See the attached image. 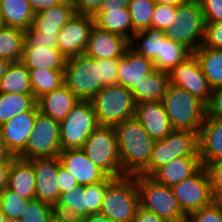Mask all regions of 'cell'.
Instances as JSON below:
<instances>
[{
  "instance_id": "1",
  "label": "cell",
  "mask_w": 222,
  "mask_h": 222,
  "mask_svg": "<svg viewBox=\"0 0 222 222\" xmlns=\"http://www.w3.org/2000/svg\"><path fill=\"white\" fill-rule=\"evenodd\" d=\"M123 175L150 176V160L155 140L135 117L113 127Z\"/></svg>"
},
{
  "instance_id": "2",
  "label": "cell",
  "mask_w": 222,
  "mask_h": 222,
  "mask_svg": "<svg viewBox=\"0 0 222 222\" xmlns=\"http://www.w3.org/2000/svg\"><path fill=\"white\" fill-rule=\"evenodd\" d=\"M174 130L199 133L206 117V104L183 88L169 84L162 100Z\"/></svg>"
},
{
  "instance_id": "3",
  "label": "cell",
  "mask_w": 222,
  "mask_h": 222,
  "mask_svg": "<svg viewBox=\"0 0 222 222\" xmlns=\"http://www.w3.org/2000/svg\"><path fill=\"white\" fill-rule=\"evenodd\" d=\"M139 206L136 176L124 175L107 185L100 213L111 222H133Z\"/></svg>"
},
{
  "instance_id": "4",
  "label": "cell",
  "mask_w": 222,
  "mask_h": 222,
  "mask_svg": "<svg viewBox=\"0 0 222 222\" xmlns=\"http://www.w3.org/2000/svg\"><path fill=\"white\" fill-rule=\"evenodd\" d=\"M90 101L101 126L114 127L135 115L133 94L120 84L103 87Z\"/></svg>"
},
{
  "instance_id": "5",
  "label": "cell",
  "mask_w": 222,
  "mask_h": 222,
  "mask_svg": "<svg viewBox=\"0 0 222 222\" xmlns=\"http://www.w3.org/2000/svg\"><path fill=\"white\" fill-rule=\"evenodd\" d=\"M140 206L167 222H187L171 187L156 182L150 176L136 175Z\"/></svg>"
},
{
  "instance_id": "6",
  "label": "cell",
  "mask_w": 222,
  "mask_h": 222,
  "mask_svg": "<svg viewBox=\"0 0 222 222\" xmlns=\"http://www.w3.org/2000/svg\"><path fill=\"white\" fill-rule=\"evenodd\" d=\"M204 33L205 20L198 0L178 5L174 23L164 31L167 39L180 43L191 53L202 45Z\"/></svg>"
},
{
  "instance_id": "7",
  "label": "cell",
  "mask_w": 222,
  "mask_h": 222,
  "mask_svg": "<svg viewBox=\"0 0 222 222\" xmlns=\"http://www.w3.org/2000/svg\"><path fill=\"white\" fill-rule=\"evenodd\" d=\"M63 76L64 85L81 101H90L104 87L100 64L85 54L67 59Z\"/></svg>"
},
{
  "instance_id": "8",
  "label": "cell",
  "mask_w": 222,
  "mask_h": 222,
  "mask_svg": "<svg viewBox=\"0 0 222 222\" xmlns=\"http://www.w3.org/2000/svg\"><path fill=\"white\" fill-rule=\"evenodd\" d=\"M82 150L108 176H124L120 167L116 134L112 126L98 125L85 141Z\"/></svg>"
},
{
  "instance_id": "9",
  "label": "cell",
  "mask_w": 222,
  "mask_h": 222,
  "mask_svg": "<svg viewBox=\"0 0 222 222\" xmlns=\"http://www.w3.org/2000/svg\"><path fill=\"white\" fill-rule=\"evenodd\" d=\"M98 126L91 101H79L60 122L61 150L82 149L85 141Z\"/></svg>"
},
{
  "instance_id": "10",
  "label": "cell",
  "mask_w": 222,
  "mask_h": 222,
  "mask_svg": "<svg viewBox=\"0 0 222 222\" xmlns=\"http://www.w3.org/2000/svg\"><path fill=\"white\" fill-rule=\"evenodd\" d=\"M60 122L42 112H37L33 132L24 151L18 156L23 160L59 156Z\"/></svg>"
},
{
  "instance_id": "11",
  "label": "cell",
  "mask_w": 222,
  "mask_h": 222,
  "mask_svg": "<svg viewBox=\"0 0 222 222\" xmlns=\"http://www.w3.org/2000/svg\"><path fill=\"white\" fill-rule=\"evenodd\" d=\"M179 157H199L198 133L173 130L163 139L155 140L150 160V176L159 167Z\"/></svg>"
},
{
  "instance_id": "12",
  "label": "cell",
  "mask_w": 222,
  "mask_h": 222,
  "mask_svg": "<svg viewBox=\"0 0 222 222\" xmlns=\"http://www.w3.org/2000/svg\"><path fill=\"white\" fill-rule=\"evenodd\" d=\"M171 188L181 209L187 216L212 203L210 178L205 166Z\"/></svg>"
},
{
  "instance_id": "13",
  "label": "cell",
  "mask_w": 222,
  "mask_h": 222,
  "mask_svg": "<svg viewBox=\"0 0 222 222\" xmlns=\"http://www.w3.org/2000/svg\"><path fill=\"white\" fill-rule=\"evenodd\" d=\"M169 78L171 84L185 89L205 104L209 102L213 89L193 53L169 72Z\"/></svg>"
},
{
  "instance_id": "14",
  "label": "cell",
  "mask_w": 222,
  "mask_h": 222,
  "mask_svg": "<svg viewBox=\"0 0 222 222\" xmlns=\"http://www.w3.org/2000/svg\"><path fill=\"white\" fill-rule=\"evenodd\" d=\"M93 16L75 13L58 34V49L69 59L84 54L88 44Z\"/></svg>"
},
{
  "instance_id": "15",
  "label": "cell",
  "mask_w": 222,
  "mask_h": 222,
  "mask_svg": "<svg viewBox=\"0 0 222 222\" xmlns=\"http://www.w3.org/2000/svg\"><path fill=\"white\" fill-rule=\"evenodd\" d=\"M38 111L35 103L29 110L21 112L0 126L1 140L14 157H18L24 151L33 132Z\"/></svg>"
},
{
  "instance_id": "16",
  "label": "cell",
  "mask_w": 222,
  "mask_h": 222,
  "mask_svg": "<svg viewBox=\"0 0 222 222\" xmlns=\"http://www.w3.org/2000/svg\"><path fill=\"white\" fill-rule=\"evenodd\" d=\"M28 161L33 165L35 173V198L55 207L60 197L58 168L61 164L58 156Z\"/></svg>"
},
{
  "instance_id": "17",
  "label": "cell",
  "mask_w": 222,
  "mask_h": 222,
  "mask_svg": "<svg viewBox=\"0 0 222 222\" xmlns=\"http://www.w3.org/2000/svg\"><path fill=\"white\" fill-rule=\"evenodd\" d=\"M58 158L61 166L76 179L80 186L96 184L108 177L82 149L62 150Z\"/></svg>"
},
{
  "instance_id": "18",
  "label": "cell",
  "mask_w": 222,
  "mask_h": 222,
  "mask_svg": "<svg viewBox=\"0 0 222 222\" xmlns=\"http://www.w3.org/2000/svg\"><path fill=\"white\" fill-rule=\"evenodd\" d=\"M129 48V40L93 26L84 54L94 59H119Z\"/></svg>"
},
{
  "instance_id": "19",
  "label": "cell",
  "mask_w": 222,
  "mask_h": 222,
  "mask_svg": "<svg viewBox=\"0 0 222 222\" xmlns=\"http://www.w3.org/2000/svg\"><path fill=\"white\" fill-rule=\"evenodd\" d=\"M134 117L153 140L163 139L174 130L163 103L159 101L136 104Z\"/></svg>"
},
{
  "instance_id": "20",
  "label": "cell",
  "mask_w": 222,
  "mask_h": 222,
  "mask_svg": "<svg viewBox=\"0 0 222 222\" xmlns=\"http://www.w3.org/2000/svg\"><path fill=\"white\" fill-rule=\"evenodd\" d=\"M93 19L97 28L118 34L128 40L136 33L127 5L108 4L105 0Z\"/></svg>"
},
{
  "instance_id": "21",
  "label": "cell",
  "mask_w": 222,
  "mask_h": 222,
  "mask_svg": "<svg viewBox=\"0 0 222 222\" xmlns=\"http://www.w3.org/2000/svg\"><path fill=\"white\" fill-rule=\"evenodd\" d=\"M72 0H64L35 14L31 27L42 36L58 37L61 28L75 15Z\"/></svg>"
},
{
  "instance_id": "22",
  "label": "cell",
  "mask_w": 222,
  "mask_h": 222,
  "mask_svg": "<svg viewBox=\"0 0 222 222\" xmlns=\"http://www.w3.org/2000/svg\"><path fill=\"white\" fill-rule=\"evenodd\" d=\"M118 84L132 91L151 74L155 68L153 61L128 48L118 61Z\"/></svg>"
},
{
  "instance_id": "23",
  "label": "cell",
  "mask_w": 222,
  "mask_h": 222,
  "mask_svg": "<svg viewBox=\"0 0 222 222\" xmlns=\"http://www.w3.org/2000/svg\"><path fill=\"white\" fill-rule=\"evenodd\" d=\"M198 154L202 166L222 160V121L205 117L198 133Z\"/></svg>"
},
{
  "instance_id": "24",
  "label": "cell",
  "mask_w": 222,
  "mask_h": 222,
  "mask_svg": "<svg viewBox=\"0 0 222 222\" xmlns=\"http://www.w3.org/2000/svg\"><path fill=\"white\" fill-rule=\"evenodd\" d=\"M80 100L63 84L36 100L40 112L61 122Z\"/></svg>"
},
{
  "instance_id": "25",
  "label": "cell",
  "mask_w": 222,
  "mask_h": 222,
  "mask_svg": "<svg viewBox=\"0 0 222 222\" xmlns=\"http://www.w3.org/2000/svg\"><path fill=\"white\" fill-rule=\"evenodd\" d=\"M201 167L200 157H179L159 167L150 177L158 183L172 187L194 175Z\"/></svg>"
},
{
  "instance_id": "26",
  "label": "cell",
  "mask_w": 222,
  "mask_h": 222,
  "mask_svg": "<svg viewBox=\"0 0 222 222\" xmlns=\"http://www.w3.org/2000/svg\"><path fill=\"white\" fill-rule=\"evenodd\" d=\"M20 61L27 69L64 70L67 58L58 48H37L25 40Z\"/></svg>"
},
{
  "instance_id": "27",
  "label": "cell",
  "mask_w": 222,
  "mask_h": 222,
  "mask_svg": "<svg viewBox=\"0 0 222 222\" xmlns=\"http://www.w3.org/2000/svg\"><path fill=\"white\" fill-rule=\"evenodd\" d=\"M7 188L25 199L35 198V173L28 160L15 157L11 161Z\"/></svg>"
},
{
  "instance_id": "28",
  "label": "cell",
  "mask_w": 222,
  "mask_h": 222,
  "mask_svg": "<svg viewBox=\"0 0 222 222\" xmlns=\"http://www.w3.org/2000/svg\"><path fill=\"white\" fill-rule=\"evenodd\" d=\"M169 84V72L155 69L138 84V87L131 91L135 103L149 101L162 102Z\"/></svg>"
},
{
  "instance_id": "29",
  "label": "cell",
  "mask_w": 222,
  "mask_h": 222,
  "mask_svg": "<svg viewBox=\"0 0 222 222\" xmlns=\"http://www.w3.org/2000/svg\"><path fill=\"white\" fill-rule=\"evenodd\" d=\"M0 13L3 25L28 30L35 13L27 0H0Z\"/></svg>"
},
{
  "instance_id": "30",
  "label": "cell",
  "mask_w": 222,
  "mask_h": 222,
  "mask_svg": "<svg viewBox=\"0 0 222 222\" xmlns=\"http://www.w3.org/2000/svg\"><path fill=\"white\" fill-rule=\"evenodd\" d=\"M55 216L69 219H82L91 213L86 209V194L84 186H78L75 190L61 193L54 207Z\"/></svg>"
},
{
  "instance_id": "31",
  "label": "cell",
  "mask_w": 222,
  "mask_h": 222,
  "mask_svg": "<svg viewBox=\"0 0 222 222\" xmlns=\"http://www.w3.org/2000/svg\"><path fill=\"white\" fill-rule=\"evenodd\" d=\"M0 92L33 95L29 70L21 62H11L0 79Z\"/></svg>"
},
{
  "instance_id": "32",
  "label": "cell",
  "mask_w": 222,
  "mask_h": 222,
  "mask_svg": "<svg viewBox=\"0 0 222 222\" xmlns=\"http://www.w3.org/2000/svg\"><path fill=\"white\" fill-rule=\"evenodd\" d=\"M193 54L212 89L222 87V50L200 46Z\"/></svg>"
},
{
  "instance_id": "33",
  "label": "cell",
  "mask_w": 222,
  "mask_h": 222,
  "mask_svg": "<svg viewBox=\"0 0 222 222\" xmlns=\"http://www.w3.org/2000/svg\"><path fill=\"white\" fill-rule=\"evenodd\" d=\"M163 34V30L152 27L137 31L129 39V48L153 61L160 54L161 36Z\"/></svg>"
},
{
  "instance_id": "34",
  "label": "cell",
  "mask_w": 222,
  "mask_h": 222,
  "mask_svg": "<svg viewBox=\"0 0 222 222\" xmlns=\"http://www.w3.org/2000/svg\"><path fill=\"white\" fill-rule=\"evenodd\" d=\"M191 54L186 47L167 39L165 34H163L161 36L160 54L153 60L154 68L156 70L170 72Z\"/></svg>"
},
{
  "instance_id": "35",
  "label": "cell",
  "mask_w": 222,
  "mask_h": 222,
  "mask_svg": "<svg viewBox=\"0 0 222 222\" xmlns=\"http://www.w3.org/2000/svg\"><path fill=\"white\" fill-rule=\"evenodd\" d=\"M33 97L35 100L41 96L58 89L64 84V70L28 69Z\"/></svg>"
},
{
  "instance_id": "36",
  "label": "cell",
  "mask_w": 222,
  "mask_h": 222,
  "mask_svg": "<svg viewBox=\"0 0 222 222\" xmlns=\"http://www.w3.org/2000/svg\"><path fill=\"white\" fill-rule=\"evenodd\" d=\"M25 30L3 26L0 28V57L17 62L21 60Z\"/></svg>"
},
{
  "instance_id": "37",
  "label": "cell",
  "mask_w": 222,
  "mask_h": 222,
  "mask_svg": "<svg viewBox=\"0 0 222 222\" xmlns=\"http://www.w3.org/2000/svg\"><path fill=\"white\" fill-rule=\"evenodd\" d=\"M35 103L33 95L0 92V126L21 112L29 110Z\"/></svg>"
},
{
  "instance_id": "38",
  "label": "cell",
  "mask_w": 222,
  "mask_h": 222,
  "mask_svg": "<svg viewBox=\"0 0 222 222\" xmlns=\"http://www.w3.org/2000/svg\"><path fill=\"white\" fill-rule=\"evenodd\" d=\"M155 0H130L127 9L131 16L133 29L142 31L151 27Z\"/></svg>"
},
{
  "instance_id": "39",
  "label": "cell",
  "mask_w": 222,
  "mask_h": 222,
  "mask_svg": "<svg viewBox=\"0 0 222 222\" xmlns=\"http://www.w3.org/2000/svg\"><path fill=\"white\" fill-rule=\"evenodd\" d=\"M28 201L8 188L0 193V204L6 218L21 219Z\"/></svg>"
},
{
  "instance_id": "40",
  "label": "cell",
  "mask_w": 222,
  "mask_h": 222,
  "mask_svg": "<svg viewBox=\"0 0 222 222\" xmlns=\"http://www.w3.org/2000/svg\"><path fill=\"white\" fill-rule=\"evenodd\" d=\"M54 217L53 206L34 198L28 201L21 222H51Z\"/></svg>"
},
{
  "instance_id": "41",
  "label": "cell",
  "mask_w": 222,
  "mask_h": 222,
  "mask_svg": "<svg viewBox=\"0 0 222 222\" xmlns=\"http://www.w3.org/2000/svg\"><path fill=\"white\" fill-rule=\"evenodd\" d=\"M113 179V177L108 176L105 180L99 183L84 186V194H86V209L91 214L100 212L105 189Z\"/></svg>"
},
{
  "instance_id": "42",
  "label": "cell",
  "mask_w": 222,
  "mask_h": 222,
  "mask_svg": "<svg viewBox=\"0 0 222 222\" xmlns=\"http://www.w3.org/2000/svg\"><path fill=\"white\" fill-rule=\"evenodd\" d=\"M176 14L177 6L156 3L151 20V27L165 31L174 23Z\"/></svg>"
},
{
  "instance_id": "43",
  "label": "cell",
  "mask_w": 222,
  "mask_h": 222,
  "mask_svg": "<svg viewBox=\"0 0 222 222\" xmlns=\"http://www.w3.org/2000/svg\"><path fill=\"white\" fill-rule=\"evenodd\" d=\"M100 64V80L102 85L110 86L118 84L119 59H95Z\"/></svg>"
},
{
  "instance_id": "44",
  "label": "cell",
  "mask_w": 222,
  "mask_h": 222,
  "mask_svg": "<svg viewBox=\"0 0 222 222\" xmlns=\"http://www.w3.org/2000/svg\"><path fill=\"white\" fill-rule=\"evenodd\" d=\"M201 46L222 50V21L205 23L204 40Z\"/></svg>"
},
{
  "instance_id": "45",
  "label": "cell",
  "mask_w": 222,
  "mask_h": 222,
  "mask_svg": "<svg viewBox=\"0 0 222 222\" xmlns=\"http://www.w3.org/2000/svg\"><path fill=\"white\" fill-rule=\"evenodd\" d=\"M187 222H222V213L212 203L187 216Z\"/></svg>"
},
{
  "instance_id": "46",
  "label": "cell",
  "mask_w": 222,
  "mask_h": 222,
  "mask_svg": "<svg viewBox=\"0 0 222 222\" xmlns=\"http://www.w3.org/2000/svg\"><path fill=\"white\" fill-rule=\"evenodd\" d=\"M205 23L222 21V0H198Z\"/></svg>"
},
{
  "instance_id": "47",
  "label": "cell",
  "mask_w": 222,
  "mask_h": 222,
  "mask_svg": "<svg viewBox=\"0 0 222 222\" xmlns=\"http://www.w3.org/2000/svg\"><path fill=\"white\" fill-rule=\"evenodd\" d=\"M25 40L37 48H58V37L42 36V33L35 31L32 27L25 30Z\"/></svg>"
},
{
  "instance_id": "48",
  "label": "cell",
  "mask_w": 222,
  "mask_h": 222,
  "mask_svg": "<svg viewBox=\"0 0 222 222\" xmlns=\"http://www.w3.org/2000/svg\"><path fill=\"white\" fill-rule=\"evenodd\" d=\"M206 116L222 121V87L212 90L209 102L206 104Z\"/></svg>"
},
{
  "instance_id": "49",
  "label": "cell",
  "mask_w": 222,
  "mask_h": 222,
  "mask_svg": "<svg viewBox=\"0 0 222 222\" xmlns=\"http://www.w3.org/2000/svg\"><path fill=\"white\" fill-rule=\"evenodd\" d=\"M205 168L210 178L211 191H222V160L207 164Z\"/></svg>"
},
{
  "instance_id": "50",
  "label": "cell",
  "mask_w": 222,
  "mask_h": 222,
  "mask_svg": "<svg viewBox=\"0 0 222 222\" xmlns=\"http://www.w3.org/2000/svg\"><path fill=\"white\" fill-rule=\"evenodd\" d=\"M78 14L94 16L105 0H72Z\"/></svg>"
},
{
  "instance_id": "51",
  "label": "cell",
  "mask_w": 222,
  "mask_h": 222,
  "mask_svg": "<svg viewBox=\"0 0 222 222\" xmlns=\"http://www.w3.org/2000/svg\"><path fill=\"white\" fill-rule=\"evenodd\" d=\"M60 194L70 190H75L79 186L76 179L61 165L58 168Z\"/></svg>"
},
{
  "instance_id": "52",
  "label": "cell",
  "mask_w": 222,
  "mask_h": 222,
  "mask_svg": "<svg viewBox=\"0 0 222 222\" xmlns=\"http://www.w3.org/2000/svg\"><path fill=\"white\" fill-rule=\"evenodd\" d=\"M133 222H167L165 219L160 218L156 214L139 206L134 217Z\"/></svg>"
},
{
  "instance_id": "53",
  "label": "cell",
  "mask_w": 222,
  "mask_h": 222,
  "mask_svg": "<svg viewBox=\"0 0 222 222\" xmlns=\"http://www.w3.org/2000/svg\"><path fill=\"white\" fill-rule=\"evenodd\" d=\"M34 13L41 12L44 9L51 8L62 3L64 0H27Z\"/></svg>"
},
{
  "instance_id": "54",
  "label": "cell",
  "mask_w": 222,
  "mask_h": 222,
  "mask_svg": "<svg viewBox=\"0 0 222 222\" xmlns=\"http://www.w3.org/2000/svg\"><path fill=\"white\" fill-rule=\"evenodd\" d=\"M11 163H0V193L7 188Z\"/></svg>"
},
{
  "instance_id": "55",
  "label": "cell",
  "mask_w": 222,
  "mask_h": 222,
  "mask_svg": "<svg viewBox=\"0 0 222 222\" xmlns=\"http://www.w3.org/2000/svg\"><path fill=\"white\" fill-rule=\"evenodd\" d=\"M14 158L0 137V163H11Z\"/></svg>"
},
{
  "instance_id": "56",
  "label": "cell",
  "mask_w": 222,
  "mask_h": 222,
  "mask_svg": "<svg viewBox=\"0 0 222 222\" xmlns=\"http://www.w3.org/2000/svg\"><path fill=\"white\" fill-rule=\"evenodd\" d=\"M81 220L83 222H111L104 214L100 212L92 213L87 217L82 218Z\"/></svg>"
},
{
  "instance_id": "57",
  "label": "cell",
  "mask_w": 222,
  "mask_h": 222,
  "mask_svg": "<svg viewBox=\"0 0 222 222\" xmlns=\"http://www.w3.org/2000/svg\"><path fill=\"white\" fill-rule=\"evenodd\" d=\"M212 204L222 213V191H211Z\"/></svg>"
},
{
  "instance_id": "58",
  "label": "cell",
  "mask_w": 222,
  "mask_h": 222,
  "mask_svg": "<svg viewBox=\"0 0 222 222\" xmlns=\"http://www.w3.org/2000/svg\"><path fill=\"white\" fill-rule=\"evenodd\" d=\"M188 0H155L156 3L178 6L186 3Z\"/></svg>"
},
{
  "instance_id": "59",
  "label": "cell",
  "mask_w": 222,
  "mask_h": 222,
  "mask_svg": "<svg viewBox=\"0 0 222 222\" xmlns=\"http://www.w3.org/2000/svg\"><path fill=\"white\" fill-rule=\"evenodd\" d=\"M11 62L5 58L0 57V79L6 72L7 67Z\"/></svg>"
},
{
  "instance_id": "60",
  "label": "cell",
  "mask_w": 222,
  "mask_h": 222,
  "mask_svg": "<svg viewBox=\"0 0 222 222\" xmlns=\"http://www.w3.org/2000/svg\"><path fill=\"white\" fill-rule=\"evenodd\" d=\"M108 4L127 5L130 0H106Z\"/></svg>"
},
{
  "instance_id": "61",
  "label": "cell",
  "mask_w": 222,
  "mask_h": 222,
  "mask_svg": "<svg viewBox=\"0 0 222 222\" xmlns=\"http://www.w3.org/2000/svg\"><path fill=\"white\" fill-rule=\"evenodd\" d=\"M51 222H69V218H62V217H58L55 216Z\"/></svg>"
},
{
  "instance_id": "62",
  "label": "cell",
  "mask_w": 222,
  "mask_h": 222,
  "mask_svg": "<svg viewBox=\"0 0 222 222\" xmlns=\"http://www.w3.org/2000/svg\"><path fill=\"white\" fill-rule=\"evenodd\" d=\"M5 220H6V216H5L4 212L2 211V207L0 204V222H5Z\"/></svg>"
},
{
  "instance_id": "63",
  "label": "cell",
  "mask_w": 222,
  "mask_h": 222,
  "mask_svg": "<svg viewBox=\"0 0 222 222\" xmlns=\"http://www.w3.org/2000/svg\"><path fill=\"white\" fill-rule=\"evenodd\" d=\"M5 222H21V219L6 218Z\"/></svg>"
},
{
  "instance_id": "64",
  "label": "cell",
  "mask_w": 222,
  "mask_h": 222,
  "mask_svg": "<svg viewBox=\"0 0 222 222\" xmlns=\"http://www.w3.org/2000/svg\"><path fill=\"white\" fill-rule=\"evenodd\" d=\"M69 222H83V221L80 219H69Z\"/></svg>"
},
{
  "instance_id": "65",
  "label": "cell",
  "mask_w": 222,
  "mask_h": 222,
  "mask_svg": "<svg viewBox=\"0 0 222 222\" xmlns=\"http://www.w3.org/2000/svg\"><path fill=\"white\" fill-rule=\"evenodd\" d=\"M4 25H3V22H2V19H1V13H0V28H2Z\"/></svg>"
}]
</instances>
